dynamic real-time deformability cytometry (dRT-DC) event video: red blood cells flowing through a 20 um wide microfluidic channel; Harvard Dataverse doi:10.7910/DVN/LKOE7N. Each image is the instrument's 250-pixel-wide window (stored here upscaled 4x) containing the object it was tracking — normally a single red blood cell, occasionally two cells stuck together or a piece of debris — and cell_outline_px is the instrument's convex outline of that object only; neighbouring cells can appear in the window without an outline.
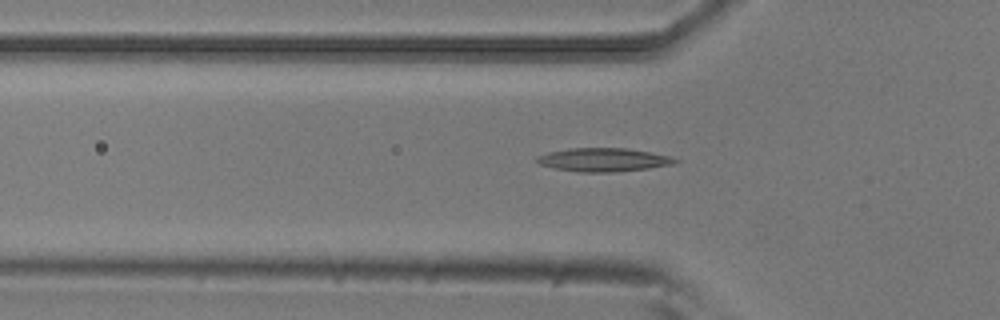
{"species": "common noctule bat (a hibernating species)", "species_latin": "Nyctalus noctula", "temperature_condition": "room temperature", "stored_images_in_passage": 50, "camera_frame_rate_fps": 3000, "um_per_image_px": 0.085, "animal": {"sex": "male", "body_mass_g": 20.5, "forearm_length_mm": 52.5}, "frame": {"image": 1, "passage_image": 17, "time_ms": 5.333, "image_size_px": [1000, 320], "cell_outline_px": [[680, 160], [672, 164], [648, 168], [612, 172], [580, 172], [552, 168], [540, 164], [536, 160], [536, 156], [548, 152], [572, 148], [628, 148], [668, 156]], "centroid_in_image_um": [51.24, 13.58], "position_along_channel_um": 74.6, "area_um2": 18.73}}
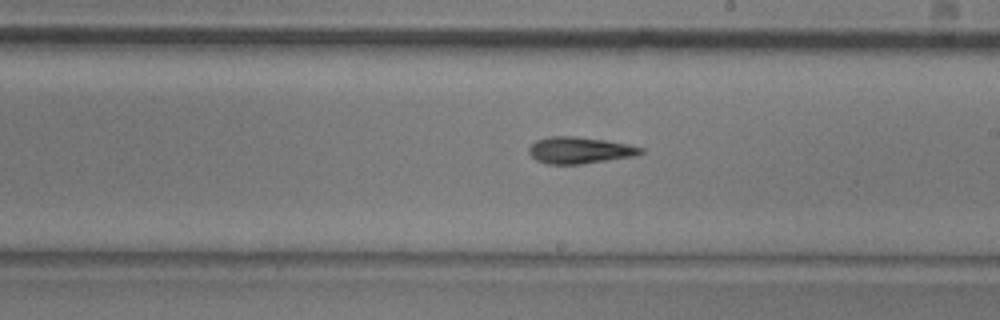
{"frame": {"image": 2, "passage_image": 30, "time_ms": 9.667, "image_size_px": [1000, 320], "cell_outline_px": [[644, 152], [636, 156], [580, 164], [548, 164], [536, 160], [528, 152], [528, 148], [536, 140], [552, 136], [576, 136], [604, 140], [628, 144], [644, 148]], "centroid_in_image_um": [49.28, 12.77], "position_along_channel_um": 239.7, "area_um2": 17.34}}
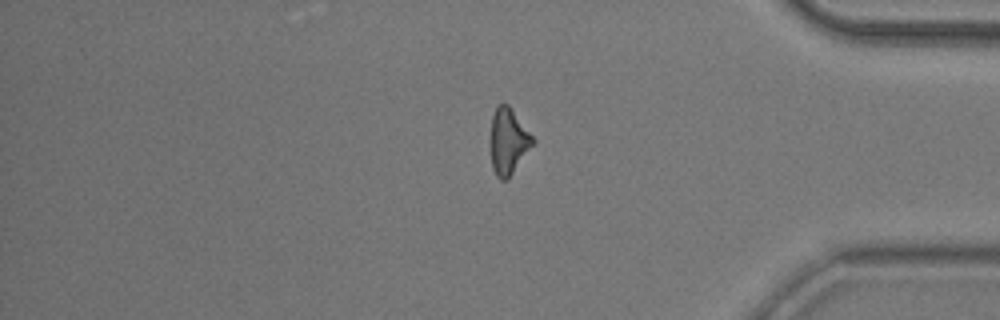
{"frame": {"image": 3, "passage_image": 44, "time_ms": 14.333, "image_size_px": [1000, 320], "cell_outline_px": [[536, 140], [508, 180], [500, 180], [496, 176], [492, 168], [492, 116], [496, 108], [500, 104], [508, 104]], "centroid_in_image_um": [43.23, 12.04], "position_along_channel_um": 392.0, "area_um2": 15.9}, "authors_computed_cell_mechanics": {"area_um2": 17.051, "velocity_mm_per_s": 3.781, "shape_relaxation_time_tau1_ms": 6.6923, "shape_relaxation_time_tau2_ms": 4.2012, "deformation_change_tau1": 0.1952, "deformation_change_tau2": 0.1616}}